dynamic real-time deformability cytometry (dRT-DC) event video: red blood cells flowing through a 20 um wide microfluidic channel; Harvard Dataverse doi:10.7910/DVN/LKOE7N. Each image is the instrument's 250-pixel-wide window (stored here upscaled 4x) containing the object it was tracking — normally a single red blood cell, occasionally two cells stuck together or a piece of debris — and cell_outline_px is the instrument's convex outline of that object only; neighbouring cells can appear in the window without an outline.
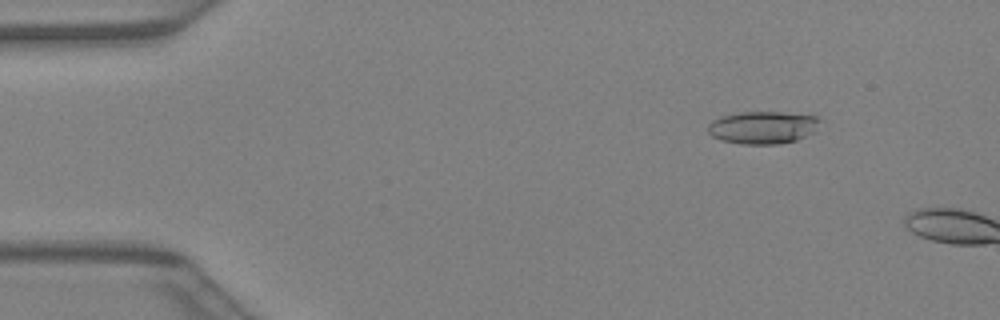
{"species": "Egyptian fruit bat (a non-hibernating species)", "species_latin": "Rousettus aegyptiacus", "temperature_condition": "warm", "stored_images_in_passage": 7, "camera_frame_rate_fps": 3000, "um_per_image_px": 0.085, "animal": {"sex": "female"}, "frame": {"image": 1, "passage_image": 5, "time_ms": 1.333, "image_size_px": [1000, 320], "cell_outline_px": [[824, 120], [812, 132], [796, 140], [776, 144], [744, 144], [720, 140], [712, 136], [708, 132], [708, 124], [712, 120], [720, 116], [740, 112], [780, 112], [816, 116]], "centroid_in_image_um": [64.82, 10.82], "position_along_channel_um": 20.2, "area_um2": 21.27}}